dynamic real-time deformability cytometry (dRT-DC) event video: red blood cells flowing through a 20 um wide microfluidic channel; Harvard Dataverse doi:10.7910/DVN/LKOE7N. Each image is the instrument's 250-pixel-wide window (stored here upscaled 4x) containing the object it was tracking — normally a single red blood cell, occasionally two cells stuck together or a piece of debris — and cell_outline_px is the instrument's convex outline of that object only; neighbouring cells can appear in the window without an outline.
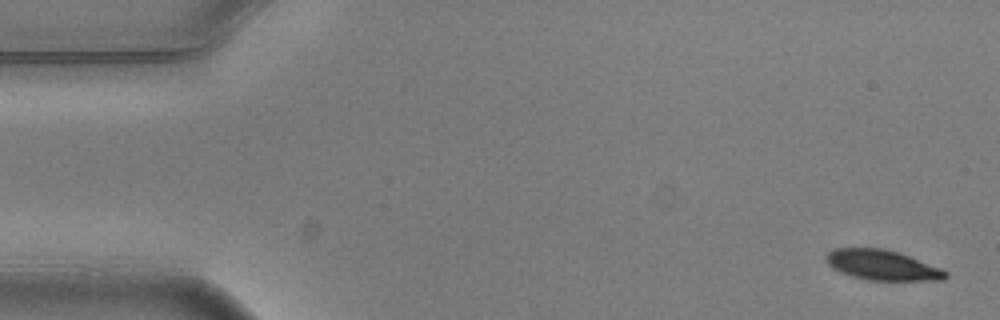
{"species": "common noctule bat (a hibernating species)", "species_latin": "Nyctalus noctula", "temperature_condition": "warm", "stored_images_in_passage": 5, "camera_frame_rate_fps": 3000, "um_per_image_px": 0.085, "animal": {"sex": "male", "body_mass_g": 20.5, "forearm_length_mm": 52.5}, "frame": {"image": 1, "passage_image": 1, "time_ms": 0.0, "image_size_px": [1000, 320], "cell_outline_px": [[948, 276], [944, 280], [868, 280], [852, 276], [840, 272], [832, 268], [828, 264], [824, 256], [828, 252], [836, 248], [884, 248], [900, 252], [940, 268], [948, 272]], "centroid_in_image_um": [74.98, 22.52], "position_along_channel_um": 10.0, "area_um2": 21.04}}
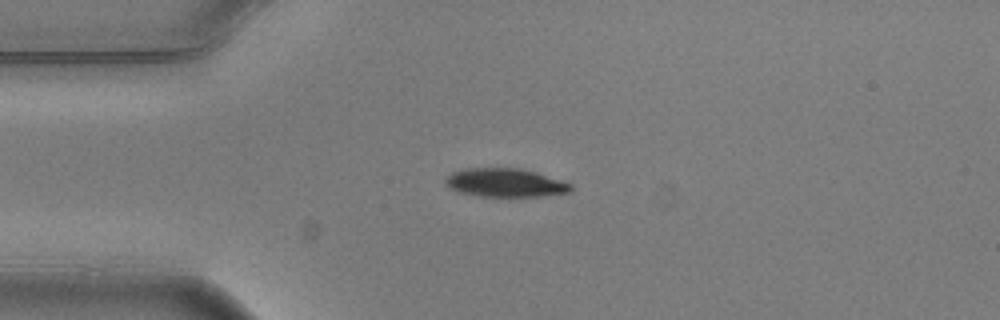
{"frame": {"image": 2, "passage_image": 5, "time_ms": 1.333, "image_size_px": [1000, 320], "cell_outline_px": [[572, 192], [540, 196], [480, 196], [456, 192], [444, 184], [444, 176], [452, 172], [464, 168], [516, 168], [536, 172], [572, 184]], "centroid_in_image_um": [42.88, 15.53], "position_along_channel_um": 42.1, "area_um2": 20.98}}